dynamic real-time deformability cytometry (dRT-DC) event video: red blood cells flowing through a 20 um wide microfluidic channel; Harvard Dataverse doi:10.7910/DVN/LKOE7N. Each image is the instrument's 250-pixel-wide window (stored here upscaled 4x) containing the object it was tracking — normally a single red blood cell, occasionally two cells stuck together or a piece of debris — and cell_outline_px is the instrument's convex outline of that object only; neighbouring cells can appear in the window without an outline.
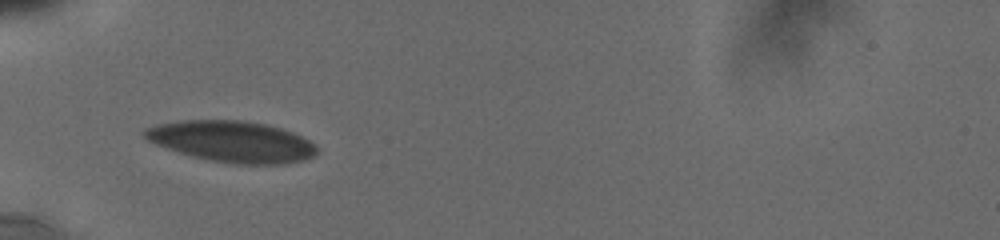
{"species": "human", "species_latin": "Homo sapiens", "temperature_condition": "cold", "stored_images_in_passage": 4, "camera_frame_rate_fps": 3000, "um_per_image_px": 0.085, "donor": {"sex": "male"}, "frame": {"image": 1, "passage_image": 1, "time_ms": 0.0, "image_size_px": [1000, 240], "cell_outline_px": [[316, 152], [312, 156], [304, 160], [284, 164], [236, 164], [208, 160], [192, 156], [156, 144], [148, 140], [144, 136], [144, 128], [160, 124], [180, 120], [240, 120], [264, 124], [280, 128], [292, 132], [316, 144]], "centroid_in_image_um": [19.72, 12.03], "position_along_channel_um": 65.3, "area_um2": 40.98}}
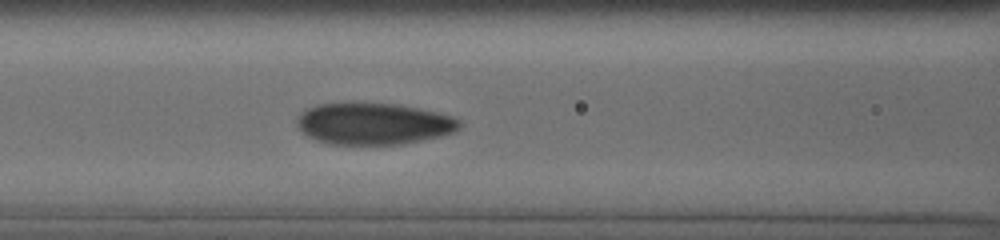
{"frame": {"image": 2, "passage_image": 4, "time_ms": 2.0, "image_size_px": [1000, 240], "cell_outline_px": [[460, 128], [456, 132], [440, 136], [404, 144], [328, 144], [304, 136], [300, 132], [296, 124], [296, 120], [308, 108], [320, 104], [396, 104], [436, 112], [452, 116], [460, 120]], "centroid_in_image_um": [31.75, 10.54], "position_along_channel_um": 134.8, "area_um2": 39.19}}